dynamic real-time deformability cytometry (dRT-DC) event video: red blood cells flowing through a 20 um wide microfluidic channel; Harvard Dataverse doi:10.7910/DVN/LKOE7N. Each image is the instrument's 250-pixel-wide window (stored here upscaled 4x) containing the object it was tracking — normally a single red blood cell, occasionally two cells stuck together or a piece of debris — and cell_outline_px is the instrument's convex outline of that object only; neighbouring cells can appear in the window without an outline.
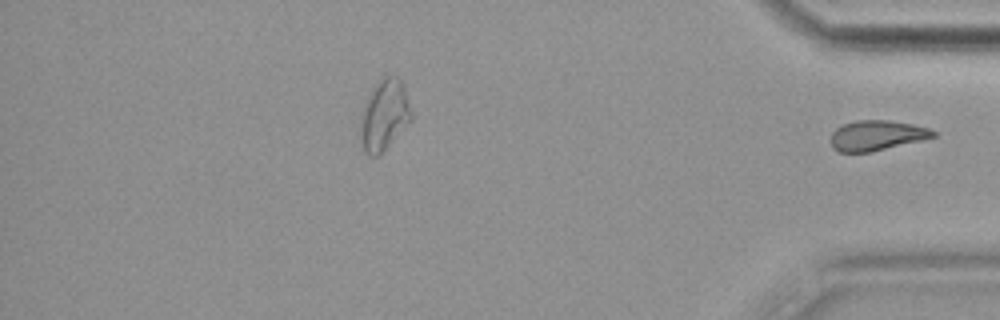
{"species": "common noctule bat (a hibernating species)", "species_latin": "Nyctalus noctula", "temperature_condition": "cold", "stored_images_in_passage": 47, "camera_frame_rate_fps": 3000, "um_per_image_px": 0.085, "animal": {"sex": "female", "body_mass_g": 19.9}, "frame": {"image": 1, "passage_image": 47, "time_ms": 15.333, "image_size_px": [1000, 320], "cell_outline_px": [[936, 136], [872, 152], [840, 152], [832, 148], [832, 132], [836, 128], [844, 124], [856, 120], [888, 120], [912, 124], [928, 128], [936, 132]], "centroid_in_image_um": [74.51, 11.51], "position_along_channel_um": 360.7, "area_um2": 17.8}}